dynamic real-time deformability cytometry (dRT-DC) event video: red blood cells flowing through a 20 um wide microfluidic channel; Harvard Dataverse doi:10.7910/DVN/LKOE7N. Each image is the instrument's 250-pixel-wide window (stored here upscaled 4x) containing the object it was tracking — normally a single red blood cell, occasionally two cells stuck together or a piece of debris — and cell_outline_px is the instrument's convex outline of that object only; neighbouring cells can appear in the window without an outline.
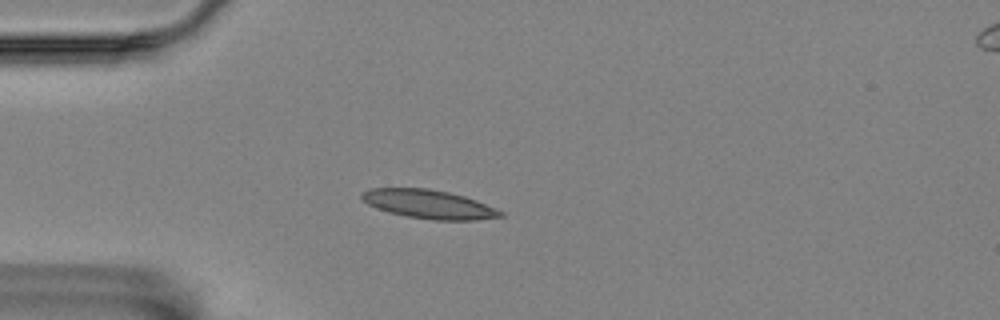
{"species": "Egyptian fruit bat (a non-hibernating species)", "species_latin": "Rousettus aegyptiacus", "temperature_condition": "room temperature", "stored_images_in_passage": 16, "camera_frame_rate_fps": 3000, "um_per_image_px": 0.085, "animal": {"sex": "female"}, "frame": {"image": 1, "passage_image": 1, "time_ms": 0.0, "image_size_px": [1000, 320], "cell_outline_px": [[504, 216], [476, 220], [432, 220], [408, 216], [388, 212], [376, 208], [368, 204], [360, 196], [360, 192], [368, 188], [428, 188], [448, 192], [464, 196], [476, 200], [496, 208], [504, 212]], "centroid_in_image_um": [36.44, 17.35], "position_along_channel_um": 48.6, "area_um2": 23.29}}
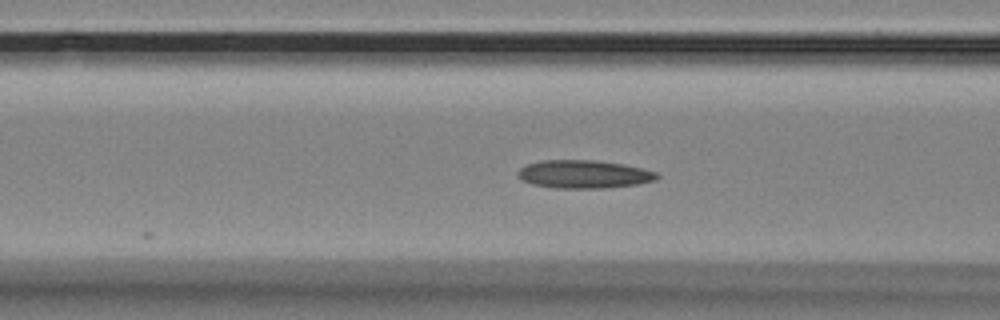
{"frame": {"image": 2, "passage_image": 8, "time_ms": 2.333, "image_size_px": [1000, 320], "cell_outline_px": [[660, 176], [656, 180], [636, 184], [608, 188], [556, 188], [532, 184], [520, 180], [516, 176], [516, 172], [520, 168], [528, 164], [540, 160], [596, 160], [624, 164], [656, 172]], "centroid_in_image_um": [49.59, 14.81], "position_along_channel_um": 117.0, "area_um2": 22.95}}
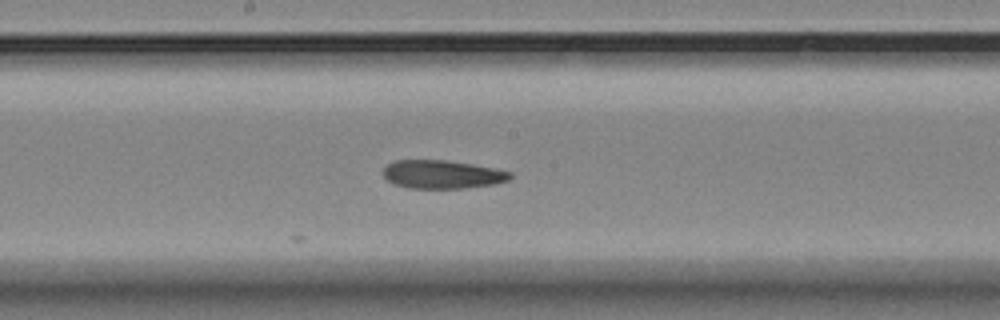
{"frame": {"image": 3, "passage_image": 16, "time_ms": 5.0, "image_size_px": [1000, 320], "cell_outline_px": [[512, 176], [508, 180], [496, 184], [464, 188], [408, 188], [396, 184], [388, 180], [384, 176], [384, 168], [392, 160], [444, 160], [472, 164], [512, 172]], "centroid_in_image_um": [37.6, 14.82], "position_along_channel_um": 210.6, "area_um2": 20.87}}